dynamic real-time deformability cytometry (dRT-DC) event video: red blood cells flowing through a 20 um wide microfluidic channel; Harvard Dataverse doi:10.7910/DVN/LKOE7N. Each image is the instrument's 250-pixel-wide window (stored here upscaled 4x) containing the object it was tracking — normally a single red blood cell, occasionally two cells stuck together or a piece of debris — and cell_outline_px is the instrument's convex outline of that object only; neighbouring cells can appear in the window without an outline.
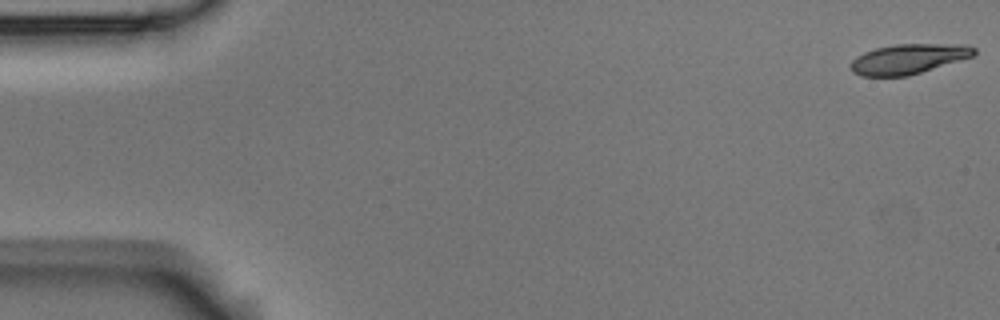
{"species": "Egyptian fruit bat (a non-hibernating species)", "species_latin": "Rousettus aegyptiacus", "temperature_condition": "room temperature", "stored_images_in_passage": 5, "camera_frame_rate_fps": 3000, "um_per_image_px": 0.085, "animal": {"sex": "male"}, "frame": {"image": 1, "passage_image": 1, "time_ms": 0.0, "image_size_px": [1000, 320], "cell_outline_px": [[976, 56], [908, 76], [860, 76], [852, 72], [848, 64], [856, 56], [864, 52], [876, 48], [896, 44], [968, 44], [976, 48]], "centroid_in_image_um": [77.24, 5.01], "position_along_channel_um": 7.8, "area_um2": 21.91}}
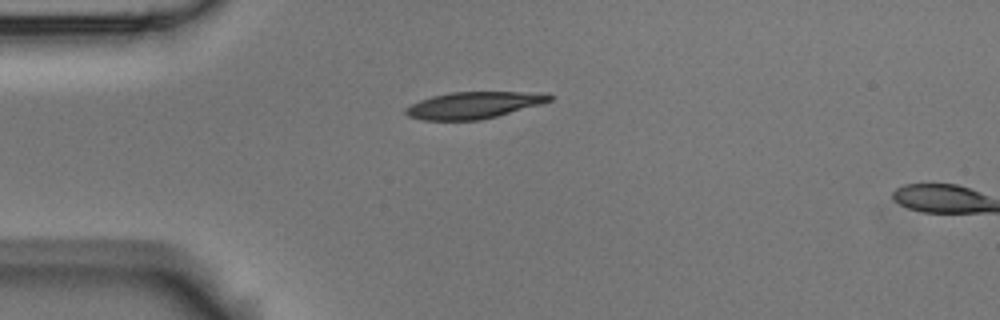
{"frame": {"image": 2, "passage_image": 4, "time_ms": 1.0, "image_size_px": [1000, 320], "cell_outline_px": [[556, 96], [552, 100], [540, 104], [496, 116], [480, 120], [424, 120], [408, 116], [404, 112], [404, 108], [420, 100], [432, 96], [452, 92], [548, 92]], "centroid_in_image_um": [40.3, 8.92], "position_along_channel_um": 44.7, "area_um2": 22.43}}